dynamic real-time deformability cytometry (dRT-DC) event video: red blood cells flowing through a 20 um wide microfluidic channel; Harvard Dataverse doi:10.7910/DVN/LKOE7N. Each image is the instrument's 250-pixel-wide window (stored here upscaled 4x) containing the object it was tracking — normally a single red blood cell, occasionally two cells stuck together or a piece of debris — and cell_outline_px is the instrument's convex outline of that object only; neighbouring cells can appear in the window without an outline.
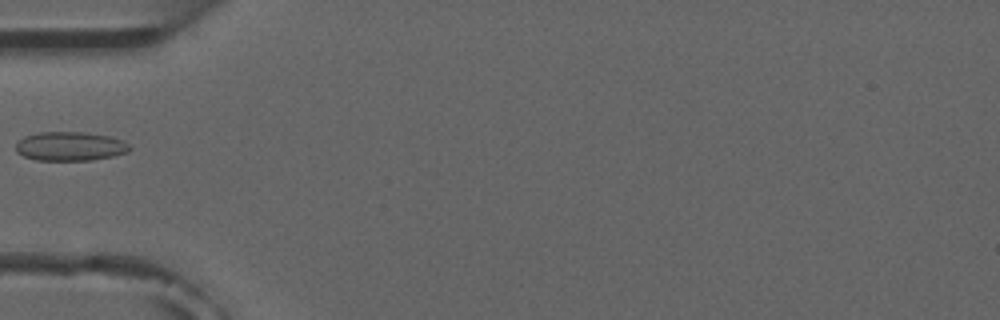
{"species": "common noctule bat (a hibernating species)", "species_latin": "Nyctalus noctula", "temperature_condition": "room temperature", "stored_images_in_passage": 5, "camera_frame_rate_fps": 3000, "um_per_image_px": 0.085, "animal": {"sex": "male", "forearm_length_mm": 52.5}, "frame": {"image": 1, "passage_image": 4, "time_ms": 3.667, "image_size_px": [1000, 320], "cell_outline_px": [[132, 148], [128, 152], [112, 156], [92, 160], [36, 160], [24, 156], [16, 152], [16, 144], [24, 136], [40, 132], [84, 132], [112, 136], [124, 140]], "centroid_in_image_um": [5.99, 12.43], "position_along_channel_um": 79.0, "area_um2": 19.36}}
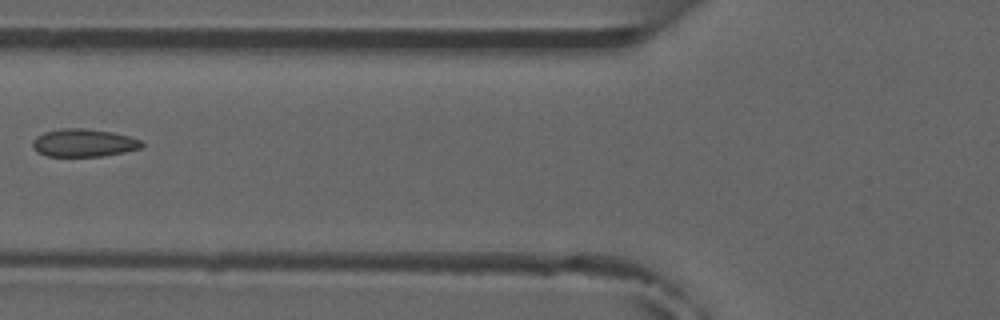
{"frame": {"image": 2, "passage_image": 5, "time_ms": 4.667, "image_size_px": [1000, 320], "cell_outline_px": [[144, 148], [104, 156], [48, 156], [36, 152], [32, 144], [32, 140], [36, 136], [44, 132], [64, 128], [84, 128], [112, 132], [128, 136], [140, 140], [144, 144]], "centroid_in_image_um": [7.12, 12.15], "position_along_channel_um": 118.7, "area_um2": 17.8}}